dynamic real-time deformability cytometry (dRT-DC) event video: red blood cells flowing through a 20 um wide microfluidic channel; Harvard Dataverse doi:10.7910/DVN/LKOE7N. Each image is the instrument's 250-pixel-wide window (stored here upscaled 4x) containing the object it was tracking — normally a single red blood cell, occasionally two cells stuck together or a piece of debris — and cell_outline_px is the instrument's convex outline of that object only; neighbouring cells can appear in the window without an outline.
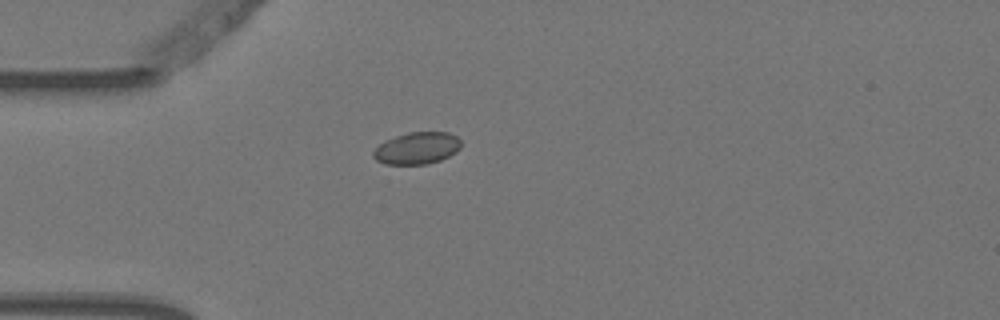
{"species": "Egyptian fruit bat (a non-hibernating species)", "species_latin": "Rousettus aegyptiacus", "temperature_condition": "warm", "stored_images_in_passage": 1, "camera_frame_rate_fps": 3000, "um_per_image_px": 0.085, "animal": {"sex": "female"}, "frame": {"image": 1, "passage_image": 1, "time_ms": 0.0, "image_size_px": [1000, 320], "cell_outline_px": [[460, 148], [456, 152], [440, 160], [428, 164], [384, 164], [376, 160], [372, 156], [372, 152], [384, 140], [408, 132], [448, 132], [456, 136], [460, 140]], "centroid_in_image_um": [35.42, 12.59], "position_along_channel_um": 49.6, "area_um2": 16.36}}